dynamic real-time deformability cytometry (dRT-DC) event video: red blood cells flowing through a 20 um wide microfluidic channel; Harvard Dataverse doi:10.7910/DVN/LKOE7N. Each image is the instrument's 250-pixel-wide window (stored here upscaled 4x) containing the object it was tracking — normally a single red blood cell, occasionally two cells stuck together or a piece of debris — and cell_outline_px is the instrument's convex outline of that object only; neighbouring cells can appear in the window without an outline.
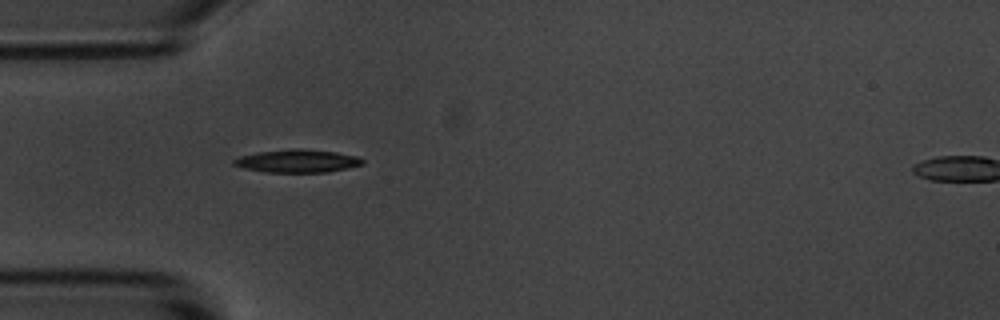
{"species": "common noctule bat (a hibernating species)", "species_latin": "Nyctalus noctula", "temperature_condition": "room temperature", "stored_images_in_passage": 3, "camera_frame_rate_fps": 3000, "um_per_image_px": 0.085, "animal": {"sex": "male", "body_mass_g": 20.1, "forearm_length_mm": 53.5}, "frame": {"image": 1, "passage_image": 2, "time_ms": 2.0, "image_size_px": [1000, 320], "cell_outline_px": [[364, 164], [328, 172], [264, 172], [244, 168], [232, 164], [232, 160], [236, 156], [256, 152], [300, 148], [336, 152], [356, 156], [364, 160]], "centroid_in_image_um": [25.23, 13.68], "position_along_channel_um": 59.8, "area_um2": 17.28}}